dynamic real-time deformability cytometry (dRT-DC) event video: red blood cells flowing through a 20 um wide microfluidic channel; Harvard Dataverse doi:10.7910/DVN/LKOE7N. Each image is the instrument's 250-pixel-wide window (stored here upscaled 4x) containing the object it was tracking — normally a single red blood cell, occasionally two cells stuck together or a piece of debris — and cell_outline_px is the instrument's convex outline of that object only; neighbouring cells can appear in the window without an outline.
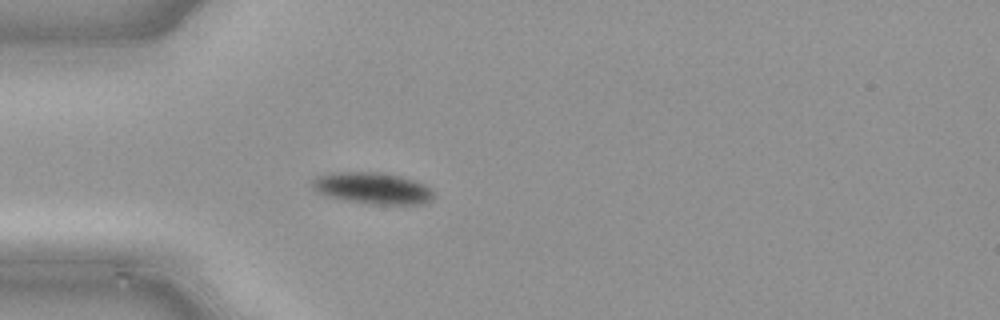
{"species": "common noctule bat (a hibernating species)", "species_latin": "Nyctalus noctula", "temperature_condition": "cold", "stored_images_in_passage": 48, "camera_frame_rate_fps": 3000, "um_per_image_px": 0.085, "animal": {"sex": "male", "body_mass_g": 21.5, "forearm_length_mm": 52.0}, "frame": {"image": 1, "passage_image": 14, "time_ms": 4.333, "image_size_px": [1000, 320], "cell_outline_px": [[432, 196], [424, 204], [372, 204], [344, 200], [324, 196], [316, 192], [312, 188], [312, 180], [320, 176], [360, 172], [372, 172], [400, 176], [424, 184], [432, 192]], "centroid_in_image_um": [31.64, 16.03], "position_along_channel_um": 53.4, "area_um2": 21.62}}
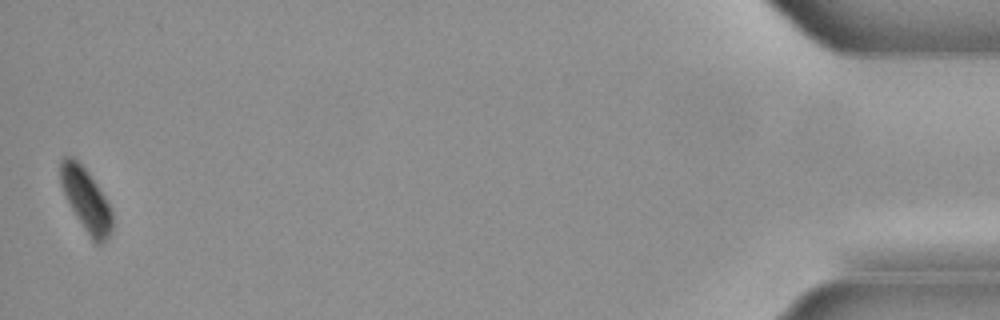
{"frame": {"image": 2, "passage_image": 48, "time_ms": 15.667, "image_size_px": [1000, 320], "cell_outline_px": [[112, 232], [100, 244], [96, 244], [92, 240], [76, 216], [60, 184], [60, 160], [64, 156], [72, 156], [88, 172], [104, 196], [112, 212]], "centroid_in_image_um": [7.3, 16.97], "position_along_channel_um": 427.9, "area_um2": 18.55}}